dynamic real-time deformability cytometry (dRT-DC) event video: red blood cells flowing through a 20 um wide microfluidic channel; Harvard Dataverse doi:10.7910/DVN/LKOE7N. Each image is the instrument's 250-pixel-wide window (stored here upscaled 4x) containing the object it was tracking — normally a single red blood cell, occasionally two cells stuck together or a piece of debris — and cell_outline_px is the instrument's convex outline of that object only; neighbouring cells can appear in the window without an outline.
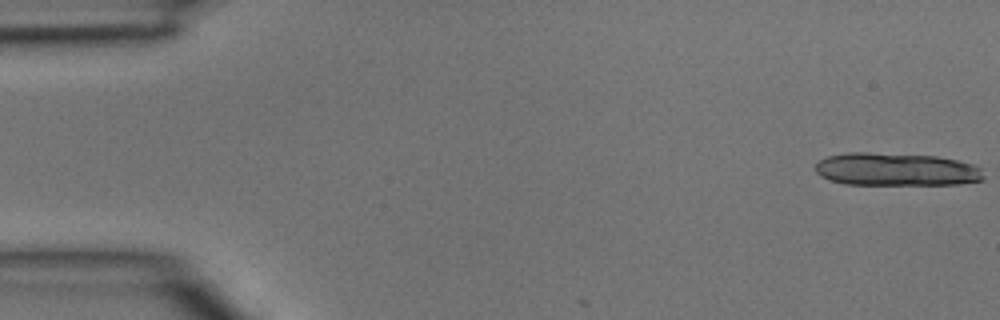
{"species": "common noctule bat (a hibernating species)", "species_latin": "Nyctalus noctula", "temperature_condition": "room temperature", "stored_images_in_passage": 4, "camera_frame_rate_fps": 3000, "um_per_image_px": 0.085, "animal": {"sex": "male", "body_mass_g": 15.6}, "frame": {"image": 1, "passage_image": 1, "time_ms": 0.0, "image_size_px": [1000, 320], "cell_outline_px": [[984, 180], [960, 184], [844, 184], [828, 180], [820, 176], [816, 172], [816, 164], [820, 160], [828, 156], [848, 152], [868, 152], [936, 156], [956, 160], [972, 164], [980, 168], [984, 176]], "centroid_in_image_um": [76.16, 14.4], "position_along_channel_um": 8.8, "area_um2": 32.31}}